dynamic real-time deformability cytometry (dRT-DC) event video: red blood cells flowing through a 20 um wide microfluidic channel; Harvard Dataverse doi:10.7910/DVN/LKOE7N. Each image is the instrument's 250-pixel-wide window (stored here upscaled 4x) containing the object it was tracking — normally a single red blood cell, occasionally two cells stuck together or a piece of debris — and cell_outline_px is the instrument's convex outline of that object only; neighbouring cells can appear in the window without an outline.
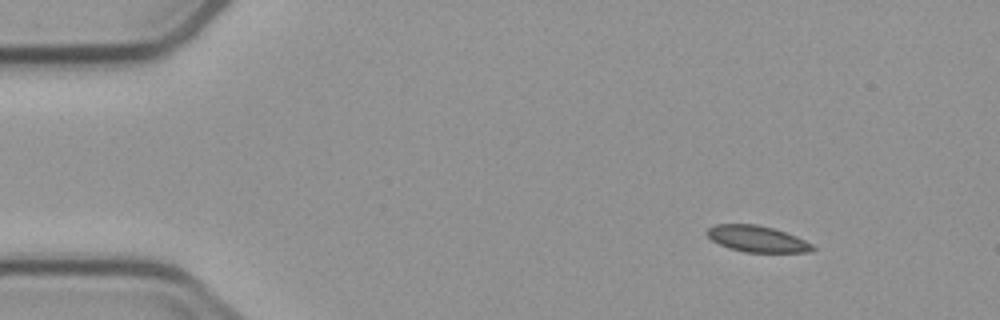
{"species": "common noctule bat (a hibernating species)", "species_latin": "Nyctalus noctula", "temperature_condition": "cold", "stored_images_in_passage": 4, "camera_frame_rate_fps": 3000, "um_per_image_px": 0.085, "animal": {"sex": "male", "body_mass_g": 23.1, "forearm_length_mm": 52.7}, "frame": {"image": 1, "passage_image": 2, "time_ms": 1.333, "image_size_px": [1000, 320], "cell_outline_px": [[816, 248], [812, 252], [744, 252], [728, 248], [712, 240], [704, 232], [708, 228], [716, 224], [756, 224], [772, 228], [796, 236], [812, 244]], "centroid_in_image_um": [64.34, 20.31], "position_along_channel_um": 20.7, "area_um2": 16.13}}
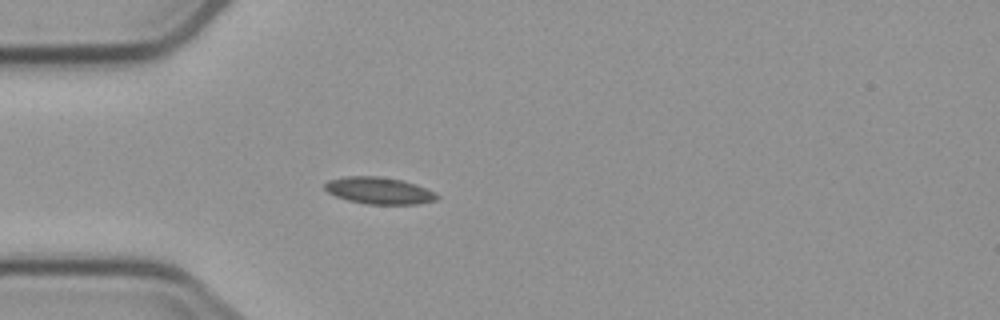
{"frame": {"image": 2, "passage_image": 4, "time_ms": 4.333, "image_size_px": [1000, 320], "cell_outline_px": [[440, 196], [436, 200], [420, 204], [364, 204], [348, 200], [336, 196], [328, 192], [324, 188], [324, 184], [328, 180], [344, 176], [376, 176], [400, 180], [416, 184], [436, 192]], "centroid_in_image_um": [32.23, 16.21], "position_along_channel_um": 52.8, "area_um2": 17.63}}